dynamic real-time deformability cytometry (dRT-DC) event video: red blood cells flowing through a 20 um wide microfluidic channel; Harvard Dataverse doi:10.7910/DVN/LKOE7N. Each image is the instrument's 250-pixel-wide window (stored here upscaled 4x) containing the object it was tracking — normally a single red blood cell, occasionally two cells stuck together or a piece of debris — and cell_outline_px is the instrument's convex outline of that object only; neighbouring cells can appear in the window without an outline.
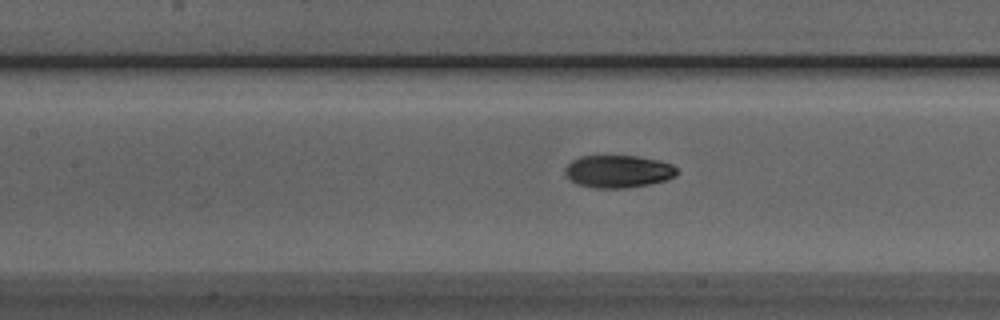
{"species": "Egyptian fruit bat (a non-hibernating species)", "species_latin": "Rousettus aegyptiacus", "temperature_condition": "room temperature", "stored_images_in_passage": 8, "camera_frame_rate_fps": 3000, "um_per_image_px": 0.085, "animal": {"sex": "male"}, "frame": {"image": 1, "passage_image": 8, "time_ms": 2.333, "image_size_px": [1000, 320], "cell_outline_px": [[680, 172], [676, 176], [664, 180], [648, 184], [624, 188], [596, 188], [576, 184], [564, 172], [564, 168], [572, 160], [580, 156], [636, 156], [660, 160], [672, 164]], "centroid_in_image_um": [52.56, 14.56], "position_along_channel_um": 154.8, "area_um2": 21.21}}